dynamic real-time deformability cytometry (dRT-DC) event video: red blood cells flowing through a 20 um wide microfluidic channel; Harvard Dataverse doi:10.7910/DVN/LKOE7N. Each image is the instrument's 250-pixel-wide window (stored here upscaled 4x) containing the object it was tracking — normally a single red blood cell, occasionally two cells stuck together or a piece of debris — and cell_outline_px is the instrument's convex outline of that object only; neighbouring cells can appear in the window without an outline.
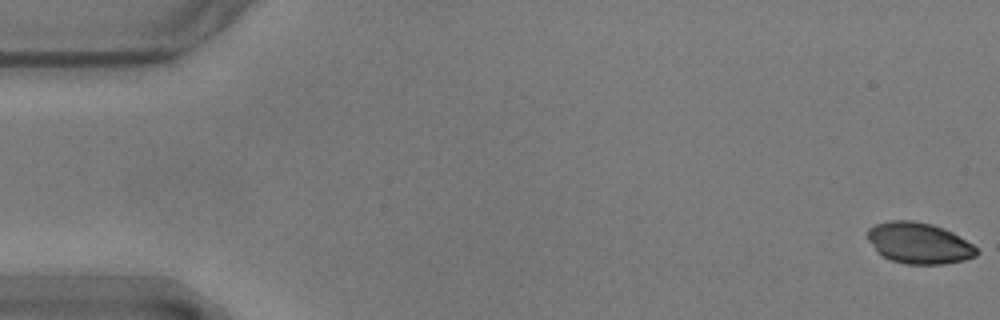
{"species": "common noctule bat (a hibernating species)", "species_latin": "Nyctalus noctula", "temperature_condition": "warm", "stored_images_in_passage": 18, "camera_frame_rate_fps": 3000, "um_per_image_px": 0.085, "animal": {"sex": "male", "body_mass_g": 17.9}, "frame": {"image": 1, "passage_image": 1, "time_ms": 0.0, "image_size_px": [1000, 320], "cell_outline_px": [[980, 252], [976, 256], [964, 260], [944, 264], [904, 264], [892, 260], [876, 252], [868, 240], [868, 228], [876, 224], [888, 220], [912, 220], [932, 224], [944, 228], [952, 232], [972, 244]], "centroid_in_image_um": [78.1, 20.66], "position_along_channel_um": 6.9, "area_um2": 26.24}}
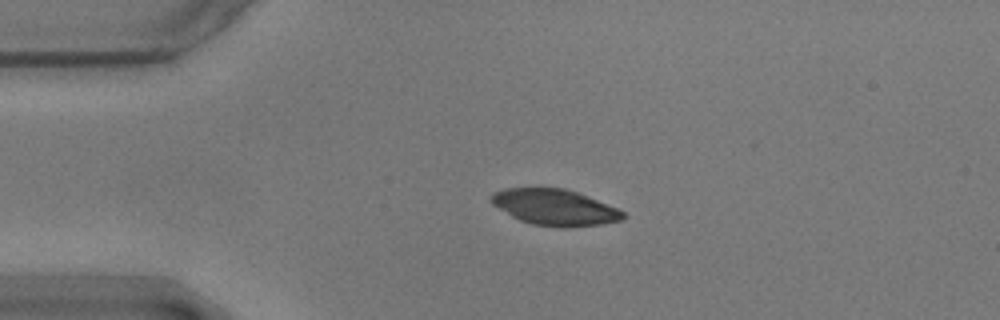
{"frame": {"image": 2, "passage_image": 13, "time_ms": 4.0, "image_size_px": [1000, 320], "cell_outline_px": [[624, 216], [620, 220], [600, 224], [568, 228], [532, 224], [520, 220], [512, 216], [492, 204], [488, 200], [492, 192], [504, 188], [564, 188], [588, 196], [616, 208], [624, 212]], "centroid_in_image_um": [47.1, 17.61], "position_along_channel_um": 37.9, "area_um2": 27.51}}